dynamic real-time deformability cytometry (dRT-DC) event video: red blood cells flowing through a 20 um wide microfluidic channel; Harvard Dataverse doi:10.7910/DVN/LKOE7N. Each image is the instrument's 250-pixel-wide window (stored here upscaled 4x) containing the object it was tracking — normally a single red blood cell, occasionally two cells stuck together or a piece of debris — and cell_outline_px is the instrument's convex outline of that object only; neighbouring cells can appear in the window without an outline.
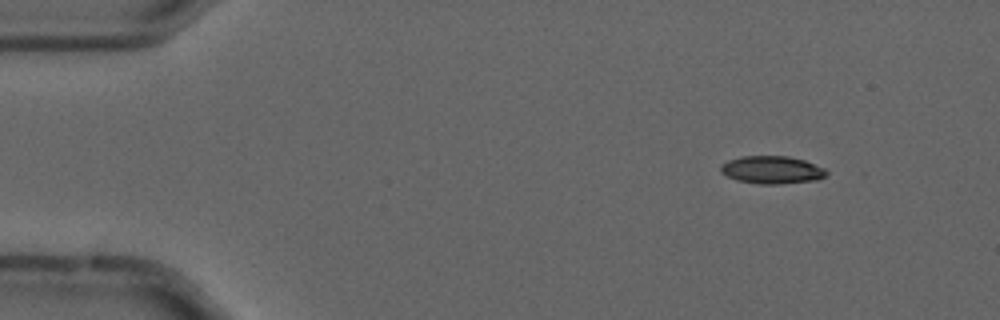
{"species": "common noctule bat (a hibernating species)", "species_latin": "Nyctalus noctula", "temperature_condition": "cold", "stored_images_in_passage": 52, "camera_frame_rate_fps": 3000, "um_per_image_px": 0.085, "animal": {"sex": "male", "forearm_length_mm": 52.5}, "frame": {"image": 1, "passage_image": 3, "time_ms": 0.667, "image_size_px": [1000, 320], "cell_outline_px": [[828, 172], [820, 180], [780, 184], [760, 184], [736, 180], [720, 172], [720, 164], [728, 160], [740, 156], [788, 156], [804, 160], [824, 168]], "centroid_in_image_um": [65.6, 14.44], "position_along_channel_um": 19.4, "area_um2": 17.22}}
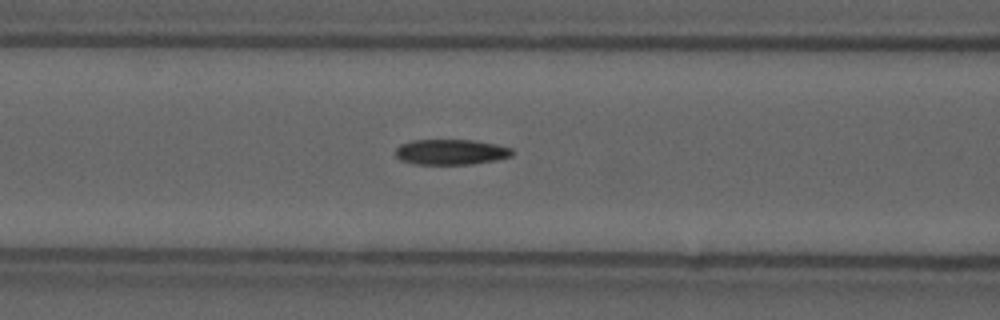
{"frame": {"image": 2, "passage_image": 19, "time_ms": 6.0, "image_size_px": [1000, 320], "cell_outline_px": [[512, 156], [496, 160], [472, 164], [412, 164], [400, 160], [396, 156], [396, 148], [400, 144], [412, 140], [472, 140], [496, 144], [512, 148]], "centroid_in_image_um": [38.31, 12.92], "position_along_channel_um": 128.3, "area_um2": 17.34}}
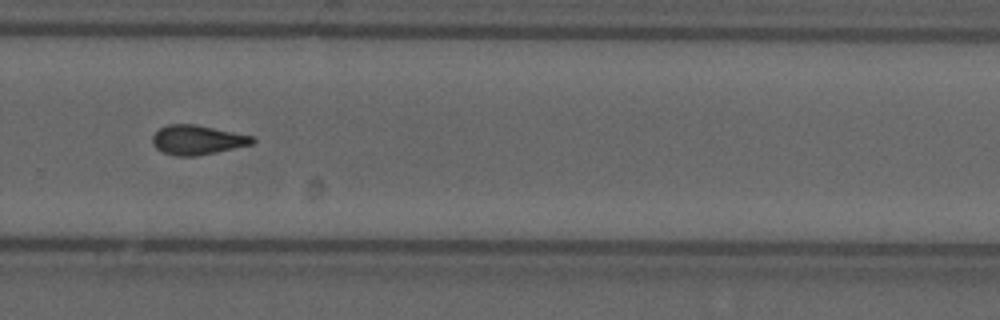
{"frame": {"image": 3, "passage_image": 34, "time_ms": 11.0, "image_size_px": [1000, 320], "cell_outline_px": [[256, 140], [252, 144], [216, 152], [196, 156], [176, 156], [164, 152], [156, 148], [152, 144], [152, 136], [160, 128], [168, 124], [196, 124], [256, 136]], "centroid_in_image_um": [16.8, 11.88], "position_along_channel_um": 313.0, "area_um2": 17.28}, "authors_computed_cell_mechanics": {"area_um2": 17.1377, "velocity_mm_per_s": 3.7055, "shape_relaxation_time_tau1_ms": 8.2749, "shape_relaxation_time_tau2_ms": 7.1179, "deformation_change_tau1": 0.1859, "deformation_change_tau2": 0.1578}}